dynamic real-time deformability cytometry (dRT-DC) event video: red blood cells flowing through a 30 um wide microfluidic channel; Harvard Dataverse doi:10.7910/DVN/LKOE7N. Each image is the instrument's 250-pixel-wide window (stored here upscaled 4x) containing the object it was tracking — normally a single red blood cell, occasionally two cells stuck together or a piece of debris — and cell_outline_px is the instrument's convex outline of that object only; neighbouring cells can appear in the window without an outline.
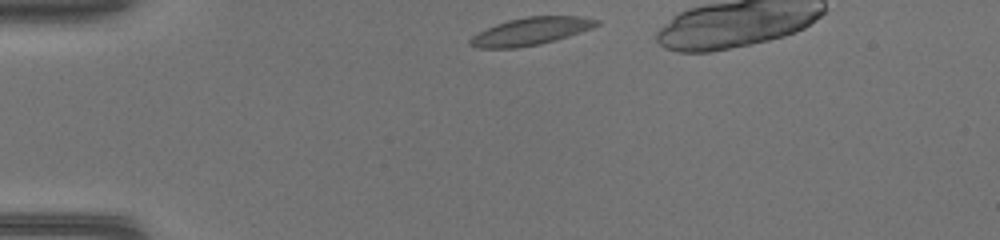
{"species": "common noctule bat (a hibernating species)", "species_latin": "Nyctalus noctula", "temperature_condition": "warm", "stored_images_in_passage": 29, "camera_frame_rate_fps": 3000, "um_per_image_px": 0.085, "animal": {"sex": "female", "body_mass_g": 17.0, "forearm_length_mm": 48.0}, "frame": {"image": 1, "passage_image": 1, "time_ms": 0.0, "image_size_px": [1000, 240], "cell_outline_px": [[600, 24], [592, 28], [556, 40], [540, 44], [516, 48], [480, 48], [468, 44], [468, 40], [472, 36], [496, 24], [508, 20], [528, 16], [580, 16], [600, 20]], "centroid_in_image_um": [45.13, 2.66], "position_along_channel_um": 39.9, "area_um2": 20.23}}
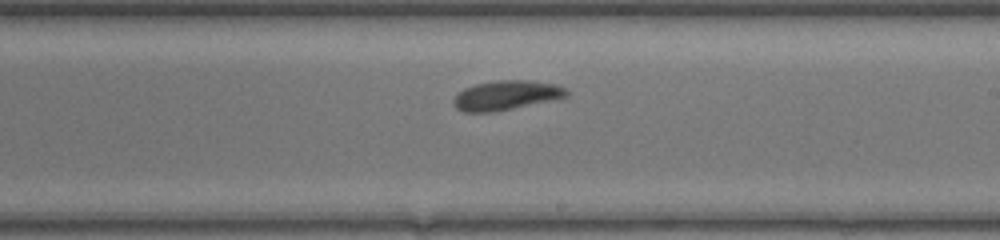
{"frame": {"image": 2, "passage_image": 18, "time_ms": 5.667, "image_size_px": [1000, 240], "cell_outline_px": [[572, 92], [568, 96], [552, 100], [496, 112], [464, 112], [456, 108], [452, 104], [452, 100], [464, 88], [476, 84], [496, 80], [528, 80], [556, 84]], "centroid_in_image_um": [43.04, 8.1], "position_along_channel_um": 246.0, "area_um2": 19.54}}
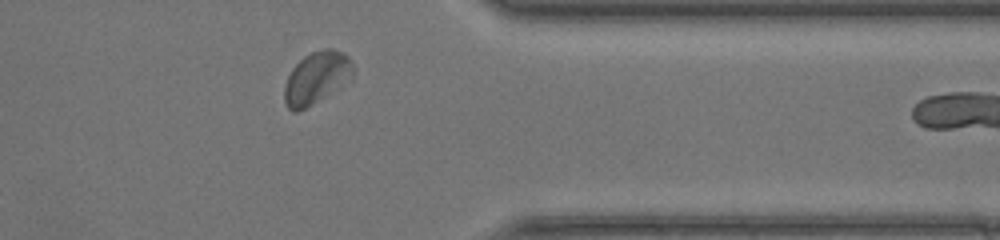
{"frame": {"image": 3, "passage_image": 28, "time_ms": 9.0, "image_size_px": [1000, 240], "cell_outline_px": [[352, 80], [304, 108], [296, 112], [292, 112], [288, 108], [284, 100], [284, 84], [292, 68], [304, 56], [320, 48], [332, 48], [348, 56], [352, 64]], "centroid_in_image_um": [26.89, 6.6], "position_along_channel_um": 384.5, "area_um2": 20.69}}